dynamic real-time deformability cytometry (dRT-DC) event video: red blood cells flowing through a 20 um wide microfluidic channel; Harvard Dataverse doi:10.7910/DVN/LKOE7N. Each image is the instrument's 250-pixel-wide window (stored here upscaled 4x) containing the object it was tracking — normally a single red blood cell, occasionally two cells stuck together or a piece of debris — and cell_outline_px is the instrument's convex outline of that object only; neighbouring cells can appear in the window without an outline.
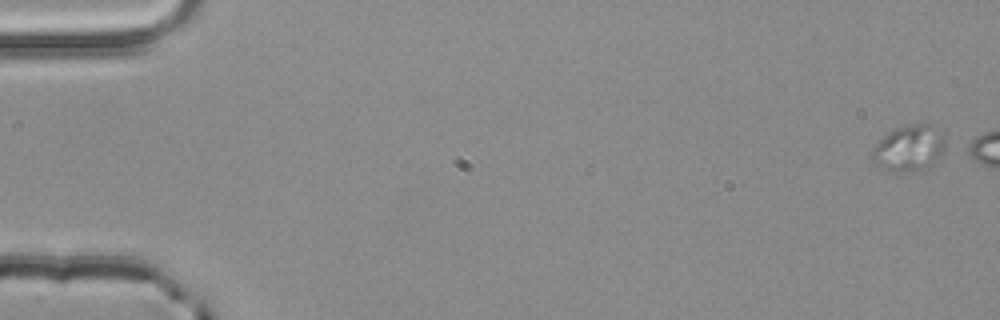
{"species": "common noctule bat (a hibernating species)", "species_latin": "Nyctalus noctula", "temperature_condition": "room temperature", "stored_images_in_passage": 5, "camera_frame_rate_fps": 3000, "um_per_image_px": 0.085, "animal": {"sex": "male", "body_mass_g": 20.4}, "frame": {"image": 1, "passage_image": 1, "time_ms": 0.0, "image_size_px": [1000, 320], "cell_outline_px": [[944, 152], [936, 160], [928, 164], [916, 168], [900, 172], [896, 172], [884, 168], [876, 164], [872, 160], [868, 152], [888, 132], [896, 128], [912, 124], [928, 124], [944, 136]], "centroid_in_image_um": [77.2, 12.57], "position_along_channel_um": 7.8, "area_um2": 18.96}}